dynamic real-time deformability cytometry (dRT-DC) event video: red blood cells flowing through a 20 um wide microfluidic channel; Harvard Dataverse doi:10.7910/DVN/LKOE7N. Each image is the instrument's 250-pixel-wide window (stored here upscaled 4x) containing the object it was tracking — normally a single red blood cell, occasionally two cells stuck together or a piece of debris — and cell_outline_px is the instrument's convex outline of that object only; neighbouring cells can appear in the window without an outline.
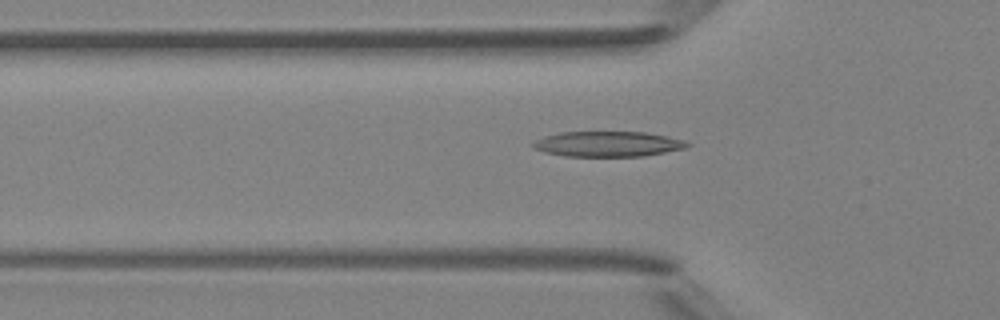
{"species": "Egyptian fruit bat (a non-hibernating species)", "species_latin": "Rousettus aegyptiacus", "temperature_condition": "room temperature", "stored_images_in_passage": 35, "camera_frame_rate_fps": 3000, "um_per_image_px": 0.085, "animal": {"sex": "female"}, "frame": {"image": 1, "passage_image": 2, "time_ms": 0.333, "image_size_px": [1000, 320], "cell_outline_px": [[692, 144], [688, 148], [644, 156], [564, 156], [544, 152], [532, 148], [532, 144], [536, 140], [544, 136], [560, 132], [644, 132], [684, 140]], "centroid_in_image_um": [51.67, 12.24], "position_along_channel_um": 74.1, "area_um2": 22.77}}
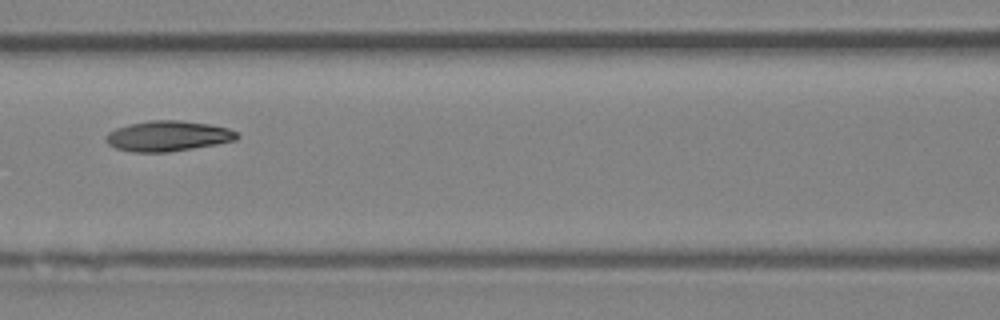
{"frame": {"image": 2, "passage_image": 8, "time_ms": 2.333, "image_size_px": [1000, 320], "cell_outline_px": [[240, 136], [236, 140], [216, 144], [168, 152], [132, 152], [116, 148], [108, 144], [104, 140], [104, 136], [108, 132], [116, 128], [148, 120], [180, 120], [208, 124], [228, 128], [236, 132]], "centroid_in_image_um": [14.24, 11.56], "position_along_channel_um": 152.4, "area_um2": 23.18}}
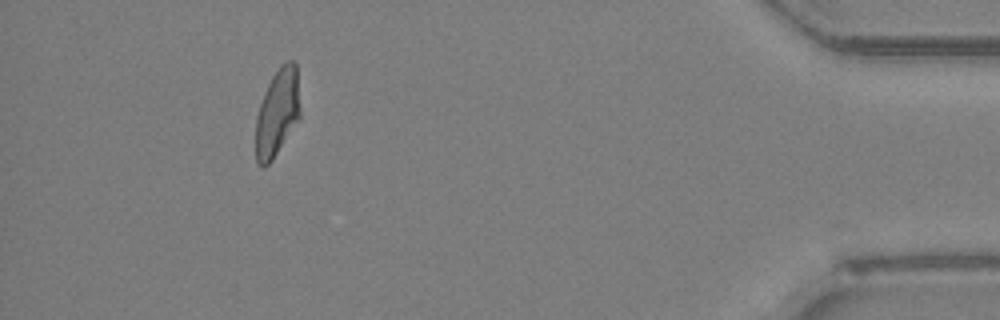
{"frame": {"image": 3, "passage_image": 31, "time_ms": 10.0, "image_size_px": [1000, 320], "cell_outline_px": [[300, 116], [272, 160], [264, 168], [256, 164], [256, 116], [264, 92], [272, 76], [280, 64], [288, 60], [292, 60], [296, 64], [300, 108]], "centroid_in_image_um": [23.56, 9.56], "position_along_channel_um": 411.6, "area_um2": 22.48}, "authors_computed_cell_mechanics": {"area_um2": 23.0622, "velocity_mm_per_s": 4.1897, "shape_relaxation_time_tau1_ms": 3.3021, "shape_relaxation_time_tau2_ms": 3.9141, "deformation_change_tau1": 0.1877, "deformation_change_tau2": 0.1071}}